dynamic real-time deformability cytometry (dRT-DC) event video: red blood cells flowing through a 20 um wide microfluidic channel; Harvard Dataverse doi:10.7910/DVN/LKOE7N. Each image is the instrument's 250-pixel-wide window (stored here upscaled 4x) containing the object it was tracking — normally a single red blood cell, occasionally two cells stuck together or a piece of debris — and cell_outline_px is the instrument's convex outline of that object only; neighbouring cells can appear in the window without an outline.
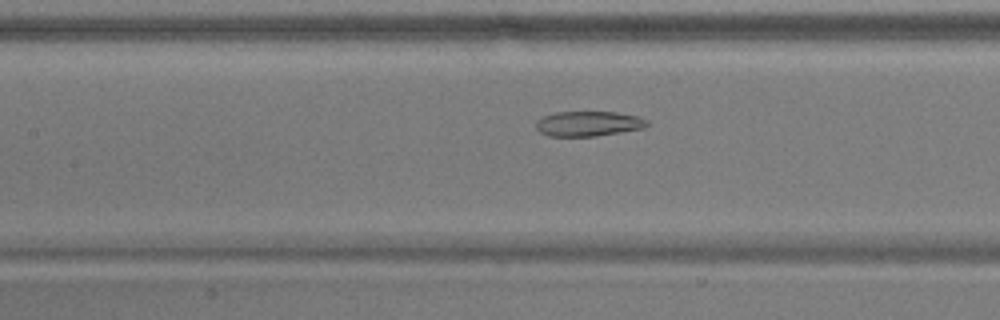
{"species": "common noctule bat (a hibernating species)", "species_latin": "Nyctalus noctula", "temperature_condition": "warm", "stored_images_in_passage": 39, "camera_frame_rate_fps": 3000, "um_per_image_px": 0.085, "animal": {"sex": "male", "body_mass_g": 17.9}, "frame": {"image": 1, "passage_image": 14, "time_ms": 4.333, "image_size_px": [1000, 320], "cell_outline_px": [[648, 124], [644, 128], [596, 136], [548, 136], [540, 132], [536, 128], [536, 120], [544, 116], [556, 112], [616, 112], [640, 116], [648, 120]], "centroid_in_image_um": [50.02, 10.51], "position_along_channel_um": 157.4, "area_um2": 16.24}}
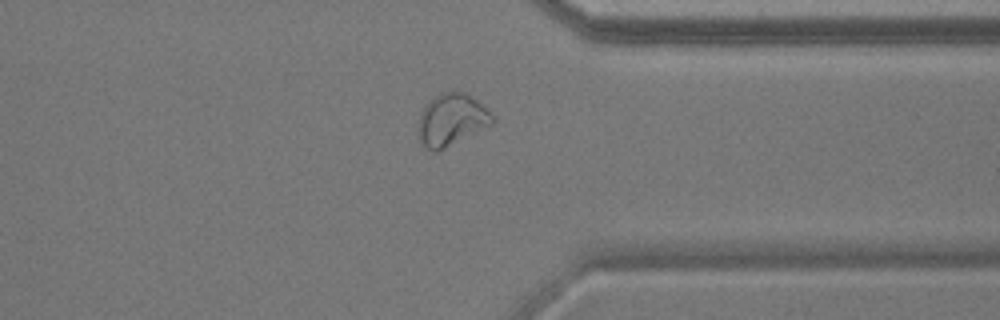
{"frame": {"image": 2, "passage_image": 32, "time_ms": 10.333, "image_size_px": [1000, 320], "cell_outline_px": [[492, 124], [436, 152], [432, 152], [420, 140], [416, 132], [420, 112], [424, 104], [428, 100], [440, 92], [464, 92], [476, 100], [492, 116]], "centroid_in_image_um": [38.29, 10.17], "position_along_channel_um": 373.1, "area_um2": 22.14}}
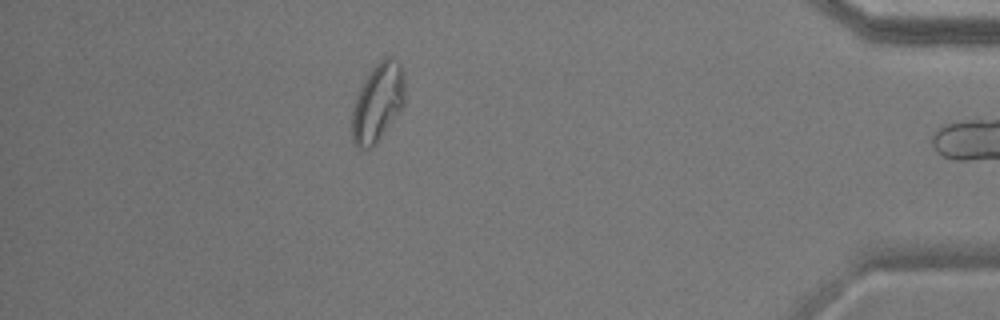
{"frame": {"image": 3, "passage_image": 38, "time_ms": 12.333, "image_size_px": [1000, 320], "cell_outline_px": [[404, 104], [400, 112], [372, 148], [356, 148], [352, 140], [352, 108], [360, 88], [364, 80], [372, 68], [384, 56], [392, 56], [400, 64], [404, 72]], "centroid_in_image_um": [32.11, 8.71], "position_along_channel_um": 403.1, "area_um2": 24.28}, "authors_computed_cell_mechanics": {"area_um2": 18.7272, "velocity_mm_per_s": 3.6649, "shape_relaxation_time_tau1_ms": null, "shape_relaxation_time_tau2_ms": 2.98, "deformation_change_tau1": null, "deformation_change_tau2": 0.0973}}